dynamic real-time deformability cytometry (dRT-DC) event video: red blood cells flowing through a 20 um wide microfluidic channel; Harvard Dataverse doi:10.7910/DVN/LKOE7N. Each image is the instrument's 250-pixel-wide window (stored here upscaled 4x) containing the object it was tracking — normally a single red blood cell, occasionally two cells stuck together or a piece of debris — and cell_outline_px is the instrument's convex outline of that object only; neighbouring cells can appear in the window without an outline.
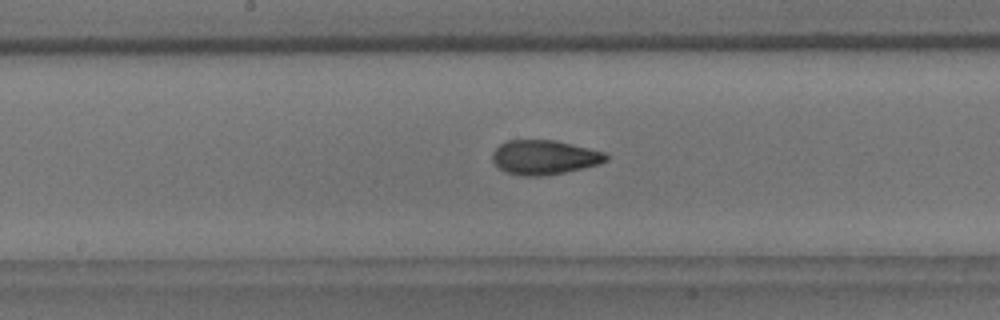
{"species": "common noctule bat (a hibernating species)", "species_latin": "Nyctalus noctula", "temperature_condition": "room temperature", "stored_images_in_passage": 40, "camera_frame_rate_fps": 3000, "um_per_image_px": 0.085, "animal": {"sex": "male", "body_mass_g": 18.8}, "frame": {"image": 1, "passage_image": 23, "time_ms": 7.333, "image_size_px": [1000, 320], "cell_outline_px": [[608, 160], [600, 164], [584, 168], [544, 176], [520, 176], [508, 172], [500, 168], [492, 160], [492, 152], [500, 144], [508, 140], [552, 140], [572, 144], [604, 152], [608, 156]], "centroid_in_image_um": [46.27, 13.37], "position_along_channel_um": 201.9, "area_um2": 22.72}}
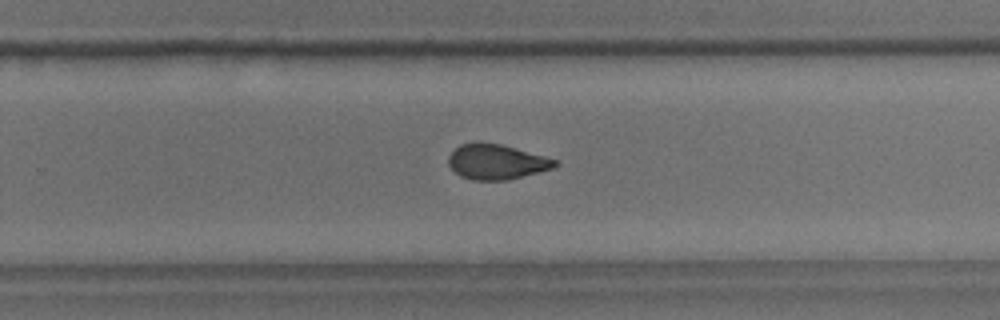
{"frame": {"image": 2, "passage_image": 30, "time_ms": 9.667, "image_size_px": [1000, 320], "cell_outline_px": [[560, 164], [552, 168], [508, 180], [472, 180], [460, 176], [448, 164], [448, 156], [460, 144], [500, 144], [544, 156], [556, 160]], "centroid_in_image_um": [42.2, 13.78], "position_along_channel_um": 287.6, "area_um2": 21.21}}
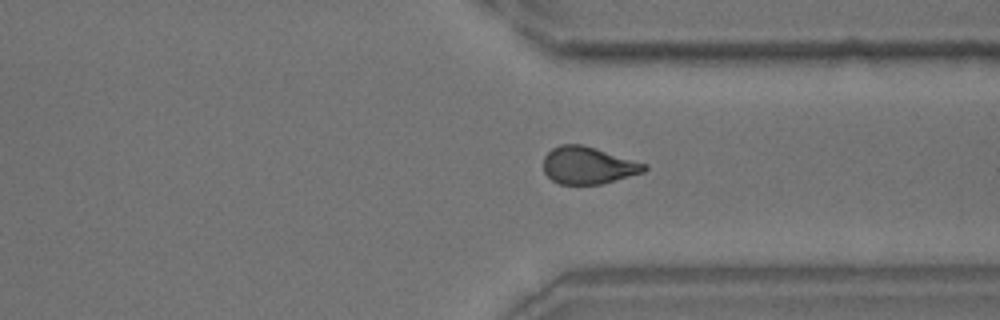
{"frame": {"image": 3, "passage_image": 36, "time_ms": 11.667, "image_size_px": [1000, 320], "cell_outline_px": [[648, 168], [644, 172], [600, 184], [560, 184], [552, 180], [544, 172], [544, 156], [552, 148], [560, 144], [580, 144], [596, 148], [648, 164]], "centroid_in_image_um": [49.99, 14.05], "position_along_channel_um": 361.4, "area_um2": 21.85}}